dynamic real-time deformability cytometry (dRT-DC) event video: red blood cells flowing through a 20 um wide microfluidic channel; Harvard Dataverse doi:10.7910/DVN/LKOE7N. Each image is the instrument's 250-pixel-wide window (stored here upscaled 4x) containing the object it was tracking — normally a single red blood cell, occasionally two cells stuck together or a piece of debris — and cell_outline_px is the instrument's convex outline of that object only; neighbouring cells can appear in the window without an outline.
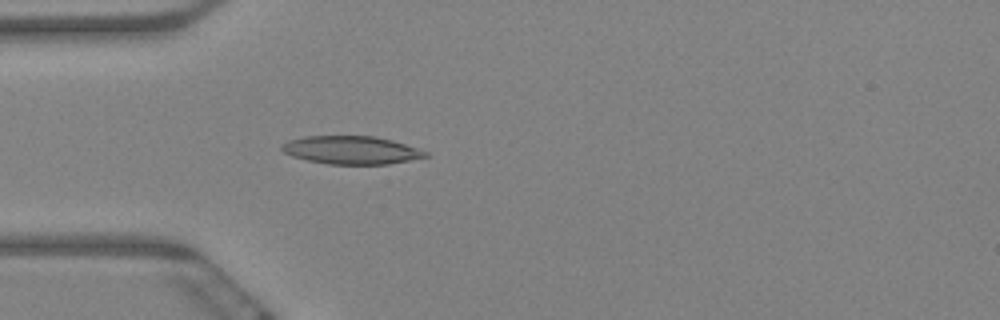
{"species": "Egyptian fruit bat (a non-hibernating species)", "species_latin": "Rousettus aegyptiacus", "temperature_condition": "warm", "stored_images_in_passage": 59, "camera_frame_rate_fps": 3000, "um_per_image_px": 0.085, "animal": {"sex": "female"}, "frame": {"image": 1, "passage_image": 17, "time_ms": 5.333, "image_size_px": [1000, 320], "cell_outline_px": [[428, 156], [388, 164], [328, 164], [308, 160], [292, 156], [284, 152], [280, 148], [288, 140], [304, 136], [376, 136], [392, 140], [428, 152]], "centroid_in_image_um": [29.84, 12.75], "position_along_channel_um": 55.2, "area_um2": 23.29}}
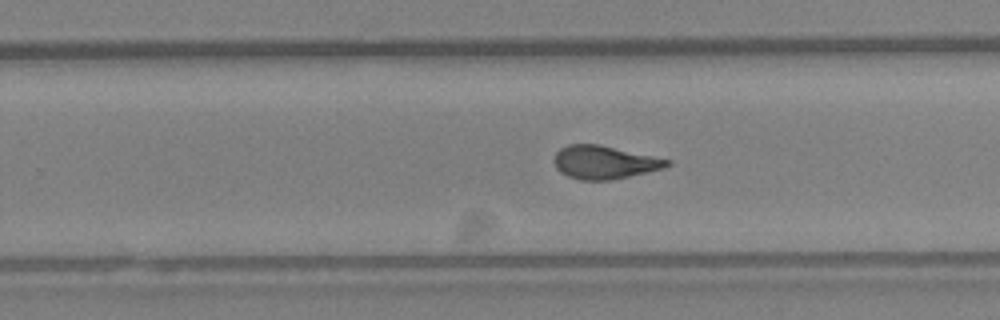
{"frame": {"image": 2, "passage_image": 37, "time_ms": 12.0, "image_size_px": [1000, 320], "cell_outline_px": [[672, 164], [664, 168], [648, 172], [612, 180], [580, 180], [568, 176], [560, 172], [556, 168], [552, 160], [556, 152], [560, 148], [568, 144], [600, 144], [672, 160]], "centroid_in_image_um": [51.37, 13.79], "position_along_channel_um": 278.4, "area_um2": 22.14}}
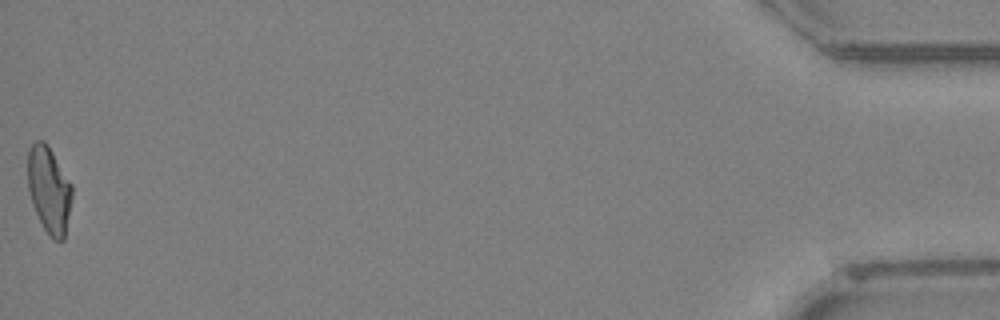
{"frame": {"image": 3, "passage_image": 59, "time_ms": 19.333, "image_size_px": [1000, 320], "cell_outline_px": [[72, 196], [64, 240], [52, 240], [44, 228], [32, 204], [28, 188], [28, 148], [36, 140], [44, 140], [48, 144], [72, 184]], "centroid_in_image_um": [4.17, 16.1], "position_along_channel_um": 431.0, "area_um2": 22.37}, "authors_computed_cell_mechanics": {"area_um2": 22.4264, "velocity_mm_per_s": 3.4446, "shape_relaxation_time_tau1_ms": 7.6575, "shape_relaxation_time_tau2_ms": 1.9217, "deformation_change_tau1": 0.2208, "deformation_change_tau2": 0.0862}}